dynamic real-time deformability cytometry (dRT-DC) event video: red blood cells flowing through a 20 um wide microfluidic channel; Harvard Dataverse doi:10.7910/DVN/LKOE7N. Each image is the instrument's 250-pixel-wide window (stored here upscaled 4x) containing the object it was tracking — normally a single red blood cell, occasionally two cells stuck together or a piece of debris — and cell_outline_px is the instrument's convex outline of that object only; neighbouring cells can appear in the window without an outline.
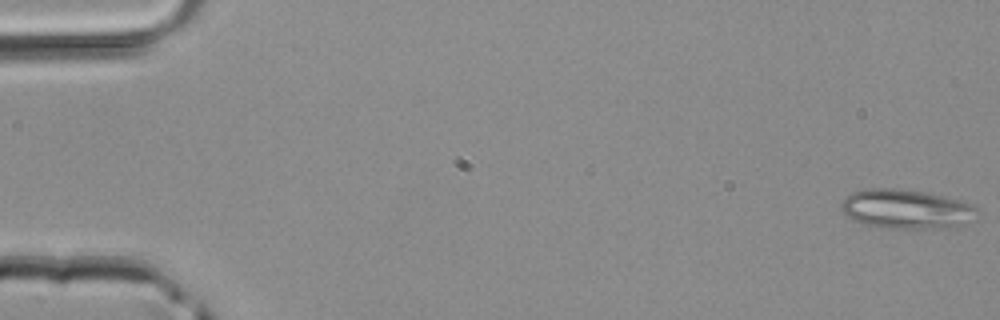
{"species": "common noctule bat (a hibernating species)", "species_latin": "Nyctalus noctula", "temperature_condition": "room temperature", "stored_images_in_passage": 4, "camera_frame_rate_fps": 3000, "um_per_image_px": 0.085, "animal": {"sex": "male", "body_mass_g": 20.4}, "frame": {"image": 1, "passage_image": 1, "time_ms": 0.0, "image_size_px": [1000, 320], "cell_outline_px": [[980, 212], [976, 220], [964, 224], [924, 228], [892, 228], [864, 224], [852, 220], [840, 208], [840, 204], [852, 192], [864, 188], [896, 188], [924, 192], [960, 200], [976, 208]], "centroid_in_image_um": [77.02, 17.76], "position_along_channel_um": 8.0, "area_um2": 30.87}}
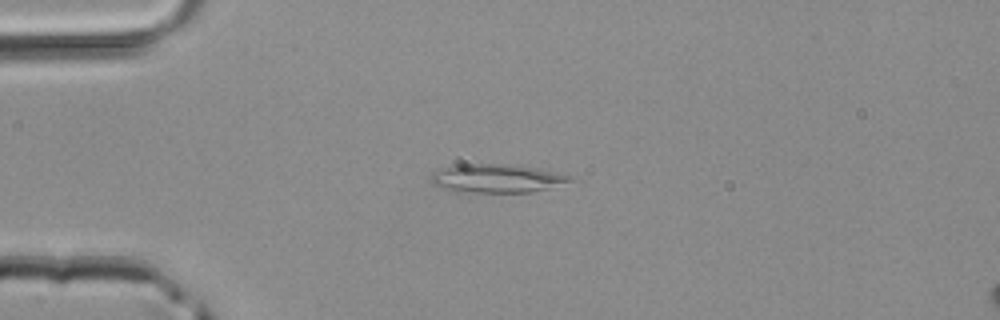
{"frame": {"image": 2, "passage_image": 3, "time_ms": 0.667, "image_size_px": [1000, 320], "cell_outline_px": [[576, 180], [548, 188], [532, 192], [472, 192], [448, 188], [432, 184], [428, 176], [432, 172], [440, 168], [452, 164], [500, 164], [536, 168], [560, 172], [572, 176]], "centroid_in_image_um": [42.24, 15.14], "position_along_channel_um": 42.8, "area_um2": 23.06}}